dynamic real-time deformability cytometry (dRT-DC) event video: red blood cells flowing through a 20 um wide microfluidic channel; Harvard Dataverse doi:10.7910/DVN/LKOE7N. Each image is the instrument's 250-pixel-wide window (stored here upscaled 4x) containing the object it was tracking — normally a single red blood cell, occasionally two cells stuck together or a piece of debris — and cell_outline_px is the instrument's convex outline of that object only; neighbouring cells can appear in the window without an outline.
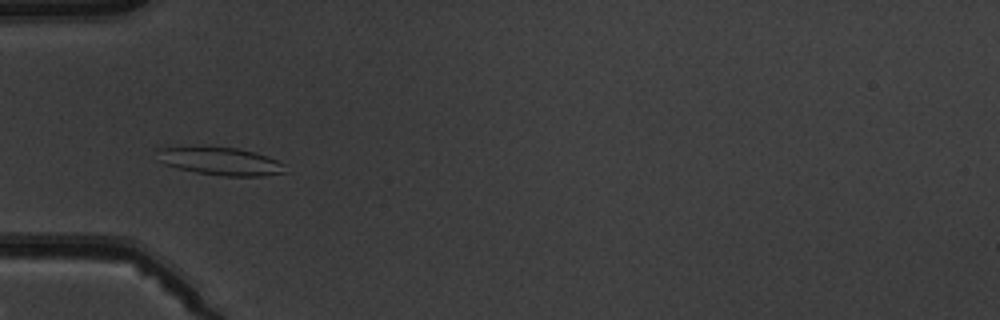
{"species": "common noctule bat (a hibernating species)", "species_latin": "Nyctalus noctula", "temperature_condition": "warm", "stored_images_in_passage": 7, "camera_frame_rate_fps": 3000, "um_per_image_px": 0.085, "animal": {"sex": "male", "body_mass_g": 19.5, "forearm_length_mm": 54.6}, "frame": {"image": 1, "passage_image": 4, "time_ms": 3.667, "image_size_px": [1000, 320], "cell_outline_px": [[284, 172], [260, 176], [224, 176], [196, 172], [164, 164], [160, 160], [156, 148], [240, 148], [256, 152], [268, 156], [284, 164]], "centroid_in_image_um": [18.79, 13.72], "position_along_channel_um": 66.2, "area_um2": 20.11}}
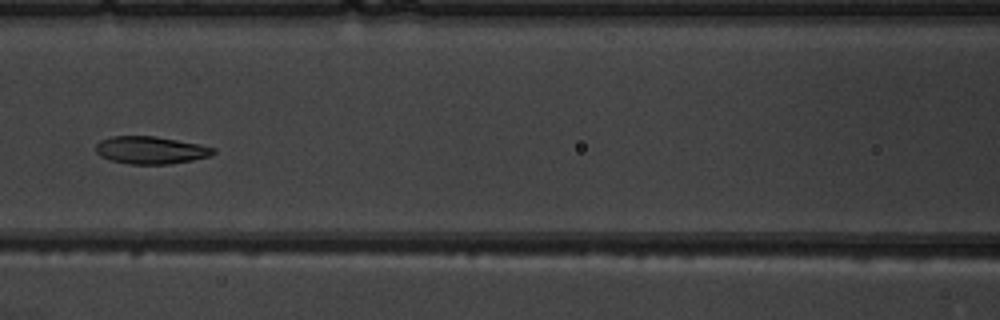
{"frame": {"image": 2, "passage_image": 6, "time_ms": 6.0, "image_size_px": [1000, 320], "cell_outline_px": [[216, 152], [208, 156], [192, 160], [168, 164], [128, 164], [112, 160], [100, 156], [96, 152], [96, 144], [100, 140], [112, 136], [156, 136], [200, 144], [216, 148]], "centroid_in_image_um": [12.81, 12.75], "position_along_channel_um": 153.8, "area_um2": 18.84}}
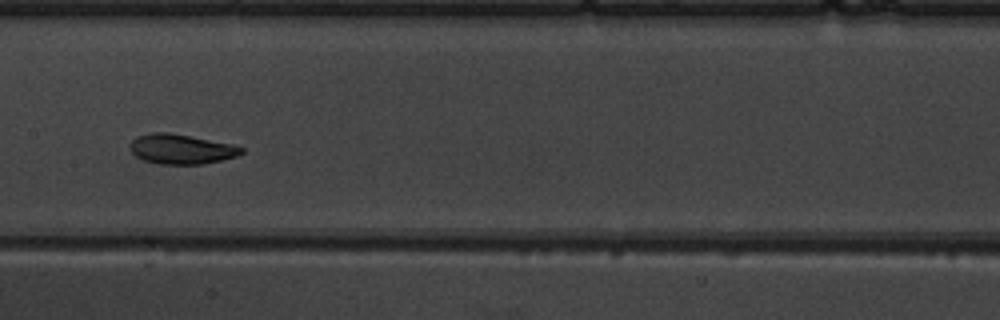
{"frame": {"image": 3, "passage_image": 7, "time_ms": 7.0, "image_size_px": [1000, 320], "cell_outline_px": [[244, 152], [240, 156], [204, 164], [156, 164], [144, 160], [136, 156], [132, 152], [132, 140], [136, 136], [152, 132], [168, 132], [232, 144], [244, 148]], "centroid_in_image_um": [15.45, 12.68], "position_along_channel_um": 192.0, "area_um2": 19.36}}